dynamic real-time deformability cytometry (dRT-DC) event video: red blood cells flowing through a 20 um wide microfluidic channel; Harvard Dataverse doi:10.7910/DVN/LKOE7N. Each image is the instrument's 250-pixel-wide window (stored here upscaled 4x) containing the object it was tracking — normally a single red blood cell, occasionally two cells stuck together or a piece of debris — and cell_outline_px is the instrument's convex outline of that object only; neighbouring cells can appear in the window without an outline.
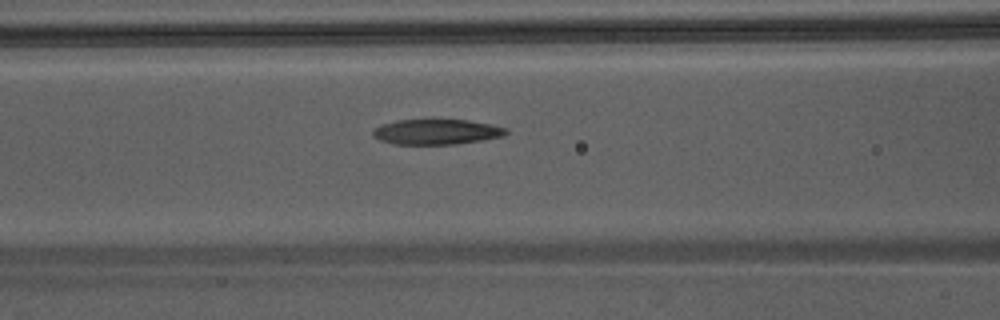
{"species": "Egyptian fruit bat (a non-hibernating species)", "species_latin": "Rousettus aegyptiacus", "temperature_condition": "warm", "stored_images_in_passage": 29, "camera_frame_rate_fps": 3000, "um_per_image_px": 0.085, "animal": {"sex": "male"}, "frame": {"image": 1, "passage_image": 10, "time_ms": 3.0, "image_size_px": [1000, 320], "cell_outline_px": [[508, 132], [504, 136], [456, 144], [396, 144], [380, 140], [372, 136], [372, 132], [376, 128], [384, 124], [396, 120], [432, 116], [468, 120], [508, 128]], "centroid_in_image_um": [37.1, 11.15], "position_along_channel_um": 129.5, "area_um2": 20.4}}
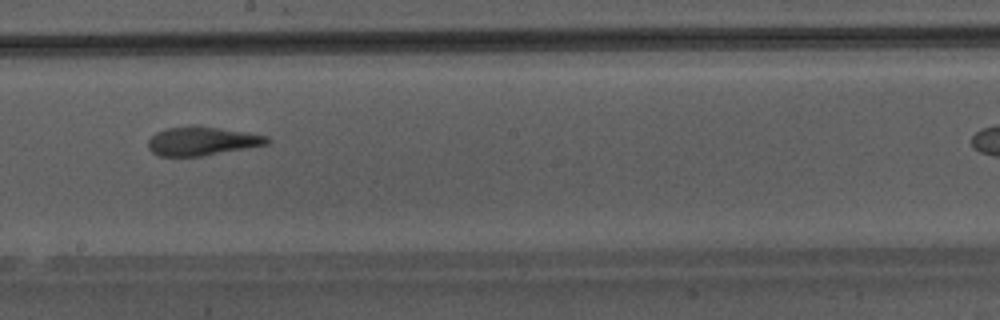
{"frame": {"image": 2, "passage_image": 17, "time_ms": 5.333, "image_size_px": [1000, 320], "cell_outline_px": [[272, 140], [268, 144], [204, 156], [160, 156], [152, 152], [148, 148], [148, 140], [156, 132], [168, 128], [220, 128], [268, 136]], "centroid_in_image_um": [17.19, 12.03], "position_along_channel_um": 231.0, "area_um2": 19.31}}
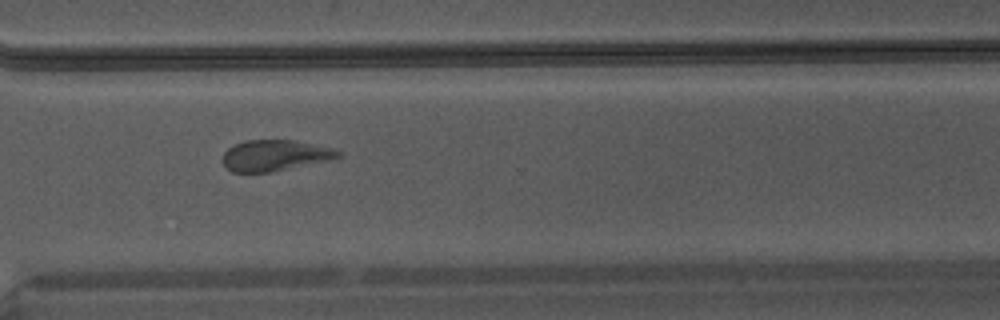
{"frame": {"image": 3, "passage_image": 25, "time_ms": 8.0, "image_size_px": [1000, 320], "cell_outline_px": [[344, 156], [332, 160], [268, 172], [232, 172], [224, 164], [224, 152], [228, 148], [244, 140], [292, 140], [332, 148], [344, 152]], "centroid_in_image_um": [23.43, 13.21], "position_along_channel_um": 347.2, "area_um2": 20.75}}